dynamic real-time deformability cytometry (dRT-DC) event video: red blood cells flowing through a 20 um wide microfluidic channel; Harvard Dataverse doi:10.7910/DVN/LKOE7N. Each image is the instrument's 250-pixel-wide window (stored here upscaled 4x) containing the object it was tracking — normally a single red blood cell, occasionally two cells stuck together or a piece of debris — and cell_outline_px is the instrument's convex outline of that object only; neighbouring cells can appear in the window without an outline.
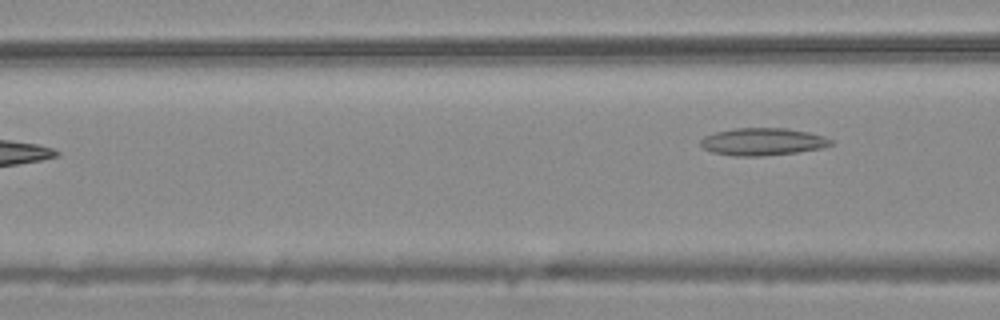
{"species": "common noctule bat (a hibernating species)", "species_latin": "Nyctalus noctula", "temperature_condition": "warm", "stored_images_in_passage": 4, "camera_frame_rate_fps": 3000, "um_per_image_px": 0.085, "animal": {"sex": "male", "body_mass_g": 20.4}, "frame": {"image": 1, "passage_image": 4, "time_ms": 1.0, "image_size_px": [1000, 320], "cell_outline_px": [[832, 144], [824, 148], [796, 152], [764, 156], [732, 156], [712, 152], [704, 148], [700, 144], [700, 140], [704, 136], [716, 132], [732, 128], [784, 128], [808, 132], [824, 136], [832, 140]], "centroid_in_image_um": [64.81, 12.05], "position_along_channel_um": 101.8, "area_um2": 20.87}}